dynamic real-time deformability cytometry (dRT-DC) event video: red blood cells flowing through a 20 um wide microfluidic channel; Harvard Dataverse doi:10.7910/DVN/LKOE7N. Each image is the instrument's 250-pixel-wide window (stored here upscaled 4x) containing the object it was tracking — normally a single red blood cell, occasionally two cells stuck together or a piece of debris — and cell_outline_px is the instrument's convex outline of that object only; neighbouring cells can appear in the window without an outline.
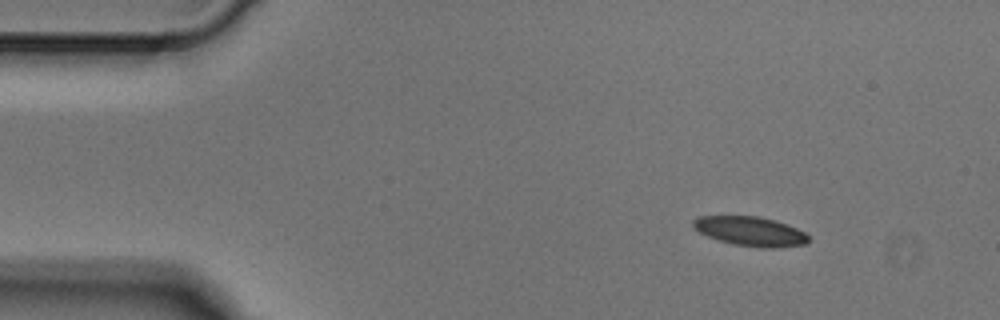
{"species": "Egyptian fruit bat (a non-hibernating species)", "species_latin": "Rousettus aegyptiacus", "temperature_condition": "cold", "stored_images_in_passage": 2, "camera_frame_rate_fps": 3000, "um_per_image_px": 0.085, "animal": {"sex": "male"}, "frame": {"image": 1, "passage_image": 1, "time_ms": 0.0, "image_size_px": [1000, 320], "cell_outline_px": [[808, 240], [804, 244], [776, 248], [756, 248], [732, 244], [716, 240], [692, 228], [692, 220], [700, 216], [760, 216], [776, 220], [796, 228], [804, 232], [808, 236]], "centroid_in_image_um": [63.74, 19.66], "position_along_channel_um": 21.3, "area_um2": 19.94}}